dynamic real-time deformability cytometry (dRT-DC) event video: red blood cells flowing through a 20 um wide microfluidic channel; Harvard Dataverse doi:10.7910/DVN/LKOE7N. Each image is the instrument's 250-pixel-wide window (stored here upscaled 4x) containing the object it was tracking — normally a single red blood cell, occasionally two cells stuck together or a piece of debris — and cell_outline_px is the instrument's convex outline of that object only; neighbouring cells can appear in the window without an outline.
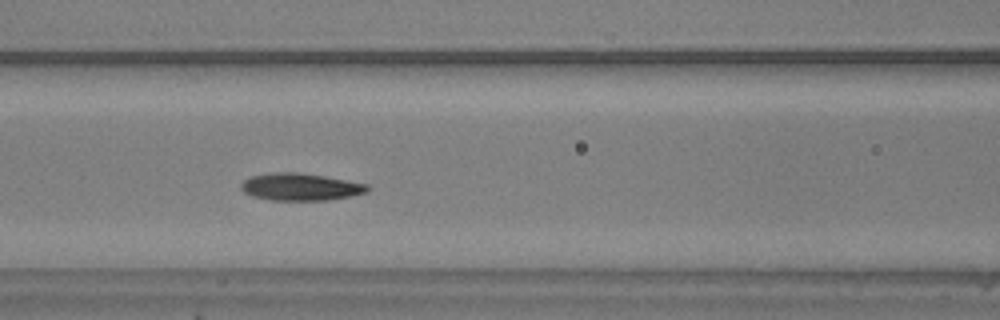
{"species": "common noctule bat (a hibernating species)", "species_latin": "Nyctalus noctula", "temperature_condition": "warm", "stored_images_in_passage": 47, "camera_frame_rate_fps": 3000, "um_per_image_px": 0.085, "animal": {"sex": "male", "body_mass_g": 20.5, "forearm_length_mm": 52.5}, "frame": {"image": 1, "passage_image": 18, "time_ms": 5.667, "image_size_px": [1000, 320], "cell_outline_px": [[372, 188], [368, 192], [352, 196], [328, 200], [268, 200], [252, 196], [244, 192], [240, 188], [240, 184], [244, 180], [252, 176], [272, 172], [300, 172], [324, 176], [368, 184]], "centroid_in_image_um": [25.56, 15.89], "position_along_channel_um": 141.0, "area_um2": 20.29}}
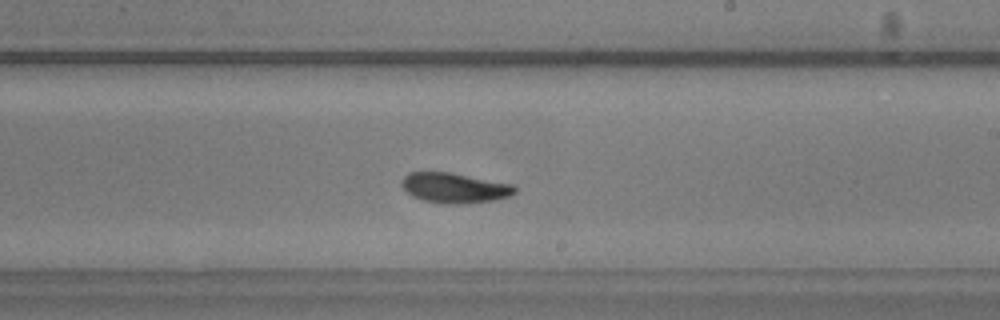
{"frame": {"image": 2, "passage_image": 26, "time_ms": 8.333, "image_size_px": [1000, 320], "cell_outline_px": [[516, 192], [512, 196], [496, 200], [464, 204], [448, 204], [424, 200], [412, 196], [400, 184], [400, 180], [408, 172], [448, 172], [516, 184]], "centroid_in_image_um": [38.68, 15.97], "position_along_channel_um": 250.3, "area_um2": 20.11}}
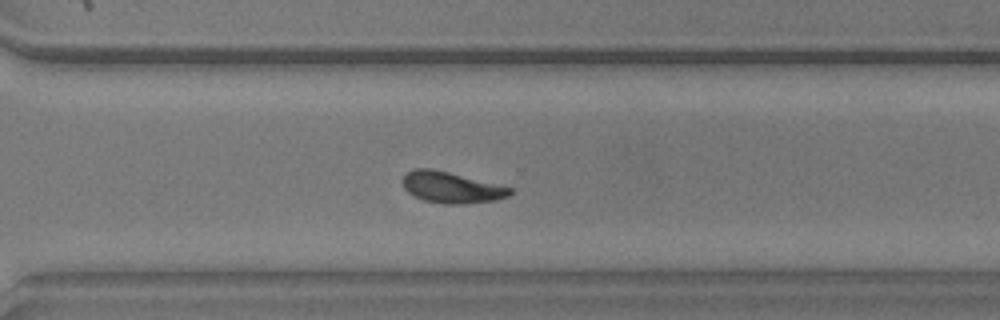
{"frame": {"image": 3, "passage_image": 32, "time_ms": 10.333, "image_size_px": [1000, 320], "cell_outline_px": [[512, 192], [508, 196], [496, 200], [464, 204], [444, 204], [424, 200], [408, 192], [404, 188], [400, 180], [408, 172], [416, 168], [432, 168], [512, 188]], "centroid_in_image_um": [38.34, 15.93], "position_along_channel_um": 332.3, "area_um2": 19.31}, "authors_computed_cell_mechanics": {"area_um2": 19.3052, "velocity_mm_per_s": 4.1092, "shape_relaxation_time_tau1_ms": 2.665, "shape_relaxation_time_tau2_ms": 2.6015, "deformation_change_tau1": 0.1377, "deformation_change_tau2": 0.0857}}